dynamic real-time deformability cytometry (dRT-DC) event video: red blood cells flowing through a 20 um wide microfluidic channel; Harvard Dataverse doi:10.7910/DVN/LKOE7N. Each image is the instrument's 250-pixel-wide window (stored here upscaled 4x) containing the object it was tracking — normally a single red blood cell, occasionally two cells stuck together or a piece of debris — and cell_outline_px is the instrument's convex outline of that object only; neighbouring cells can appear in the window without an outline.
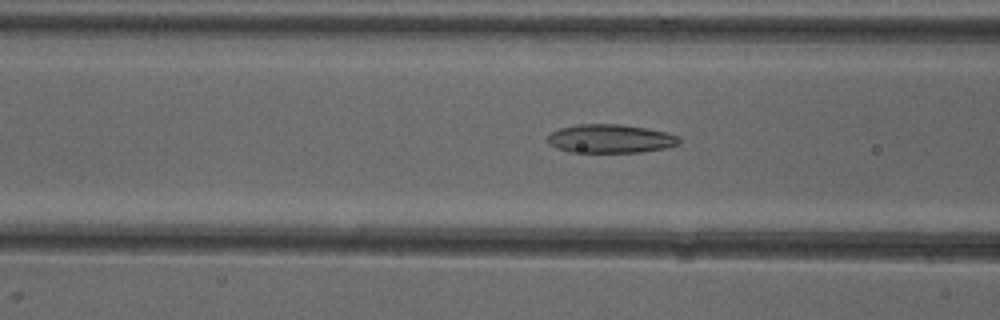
{"species": "common noctule bat (a hibernating species)", "species_latin": "Nyctalus noctula", "temperature_condition": "cold", "stored_images_in_passage": 39, "camera_frame_rate_fps": 3000, "um_per_image_px": 0.085, "animal": {"sex": "female"}, "frame": {"image": 1, "passage_image": 11, "time_ms": 3.333, "image_size_px": [1000, 320], "cell_outline_px": [[680, 144], [664, 148], [640, 152], [568, 152], [556, 148], [548, 144], [548, 136], [552, 132], [560, 128], [576, 124], [620, 124], [668, 132], [680, 136]], "centroid_in_image_um": [51.88, 11.79], "position_along_channel_um": 114.7, "area_um2": 22.02}}
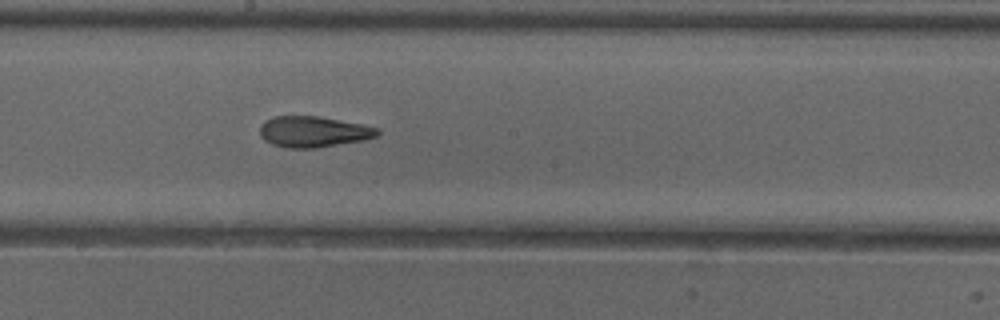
{"frame": {"image": 2, "passage_image": 19, "time_ms": 6.0, "image_size_px": [1000, 320], "cell_outline_px": [[380, 132], [376, 136], [364, 140], [316, 148], [288, 148], [272, 144], [264, 140], [260, 136], [260, 124], [264, 120], [276, 116], [320, 116], [380, 128]], "centroid_in_image_um": [26.62, 11.19], "position_along_channel_um": 221.6, "area_um2": 21.27}}
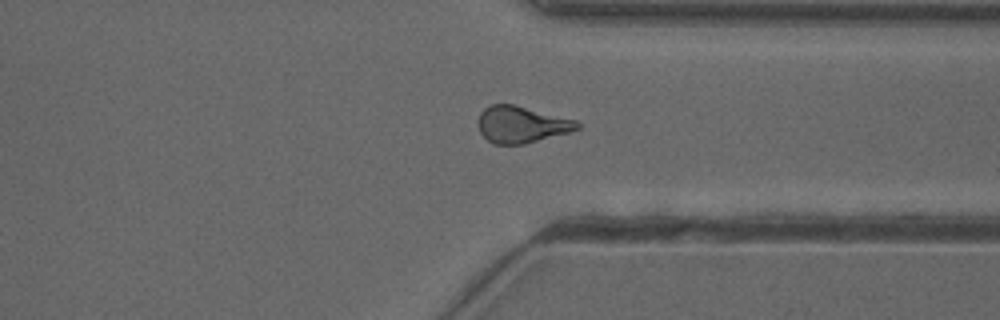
{"frame": {"image": 3, "passage_image": 30, "time_ms": 9.667, "image_size_px": [1000, 320], "cell_outline_px": [[580, 128], [568, 132], [524, 144], [492, 144], [480, 132], [480, 112], [484, 108], [492, 104], [516, 104], [576, 120], [580, 124]], "centroid_in_image_um": [44.34, 10.57], "position_along_channel_um": 367.1, "area_um2": 20.98}, "authors_computed_cell_mechanics": {"area_um2": 21.3282, "velocity_mm_per_s": 3.9857, "shape_relaxation_time_tau1_ms": 10.0772, "shape_relaxation_time_tau2_ms": 2.803, "deformation_change_tau1": 0.2587, "deformation_change_tau2": 0.117}}